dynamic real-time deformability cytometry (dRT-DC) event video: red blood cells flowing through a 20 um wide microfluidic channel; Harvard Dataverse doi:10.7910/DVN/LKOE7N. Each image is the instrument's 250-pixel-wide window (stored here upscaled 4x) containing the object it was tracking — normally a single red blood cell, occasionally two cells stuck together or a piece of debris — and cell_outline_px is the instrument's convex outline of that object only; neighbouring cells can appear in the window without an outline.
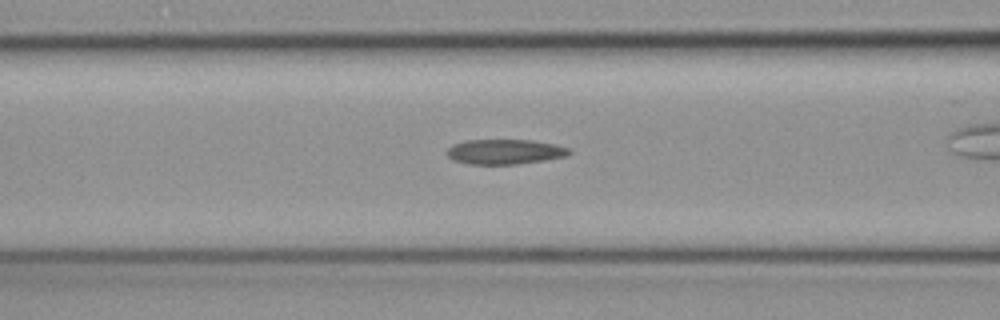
{"species": "common noctule bat (a hibernating species)", "species_latin": "Nyctalus noctula", "temperature_condition": "cold", "stored_images_in_passage": 32, "camera_frame_rate_fps": 3000, "um_per_image_px": 0.085, "animal": {"sex": "female", "body_mass_g": 19.3, "forearm_length_mm": 54.1}, "frame": {"image": 1, "passage_image": 8, "time_ms": 2.333, "image_size_px": [1000, 320], "cell_outline_px": [[572, 152], [568, 156], [544, 160], [516, 164], [468, 164], [452, 160], [448, 156], [448, 148], [464, 140], [532, 140], [556, 144], [568, 148]], "centroid_in_image_um": [42.94, 12.9], "position_along_channel_um": 123.7, "area_um2": 17.74}}
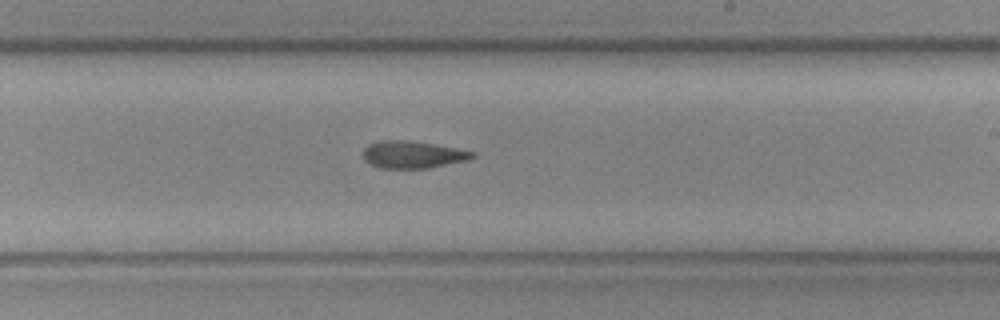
{"frame": {"image": 2, "passage_image": 19, "time_ms": 6.0, "image_size_px": [1000, 320], "cell_outline_px": [[476, 156], [464, 160], [428, 168], [380, 168], [368, 164], [364, 160], [364, 148], [368, 144], [380, 140], [408, 140], [432, 144], [472, 152]], "centroid_in_image_um": [34.97, 13.14], "position_along_channel_um": 254.0, "area_um2": 16.99}}
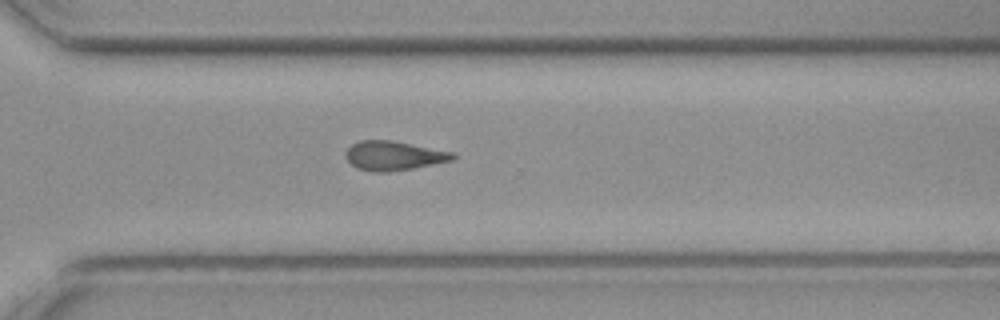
{"frame": {"image": 3, "passage_image": 26, "time_ms": 8.333, "image_size_px": [1000, 320], "cell_outline_px": [[456, 156], [452, 160], [412, 168], [388, 172], [372, 172], [360, 168], [352, 164], [344, 156], [344, 152], [352, 144], [360, 140], [392, 140], [456, 152]], "centroid_in_image_um": [33.47, 13.22], "position_along_channel_um": 337.1, "area_um2": 18.26}}